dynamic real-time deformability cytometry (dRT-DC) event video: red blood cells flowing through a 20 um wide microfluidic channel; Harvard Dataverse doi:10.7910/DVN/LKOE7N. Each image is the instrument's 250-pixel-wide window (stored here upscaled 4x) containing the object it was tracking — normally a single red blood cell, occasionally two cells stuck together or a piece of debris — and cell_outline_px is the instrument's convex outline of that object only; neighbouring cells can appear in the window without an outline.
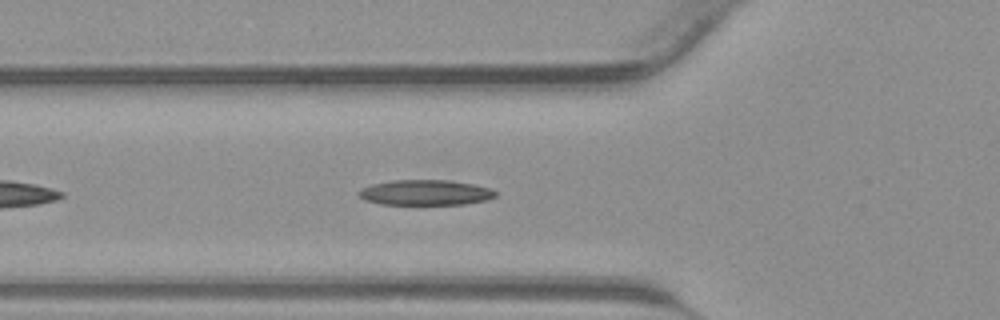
{"species": "common noctule bat (a hibernating species)", "species_latin": "Nyctalus noctula", "temperature_condition": "warm", "stored_images_in_passage": 27, "camera_frame_rate_fps": 3000, "um_per_image_px": 0.085, "animal": {"sex": "male", "body_mass_g": 23.1, "forearm_length_mm": 52.7}, "frame": {"image": 1, "passage_image": 3, "time_ms": 0.667, "image_size_px": [1000, 320], "cell_outline_px": [[496, 196], [488, 200], [464, 204], [380, 204], [364, 200], [356, 192], [360, 188], [372, 184], [392, 180], [448, 180], [472, 184], [492, 188], [496, 192]], "centroid_in_image_um": [36.15, 16.36], "position_along_channel_um": 89.7, "area_um2": 20.29}}
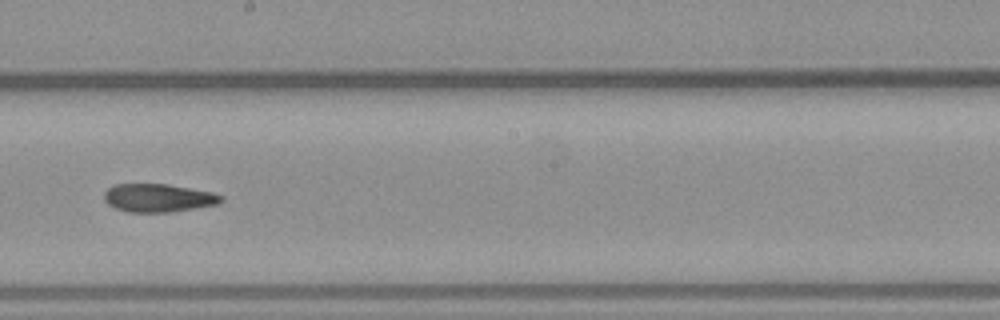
{"frame": {"image": 2, "passage_image": 12, "time_ms": 3.667, "image_size_px": [1000, 320], "cell_outline_px": [[224, 200], [220, 204], [168, 212], [128, 212], [116, 208], [108, 204], [104, 200], [104, 192], [108, 188], [116, 184], [168, 184], [212, 192], [224, 196]], "centroid_in_image_um": [13.47, 16.82], "position_along_channel_um": 234.7, "area_um2": 19.25}}
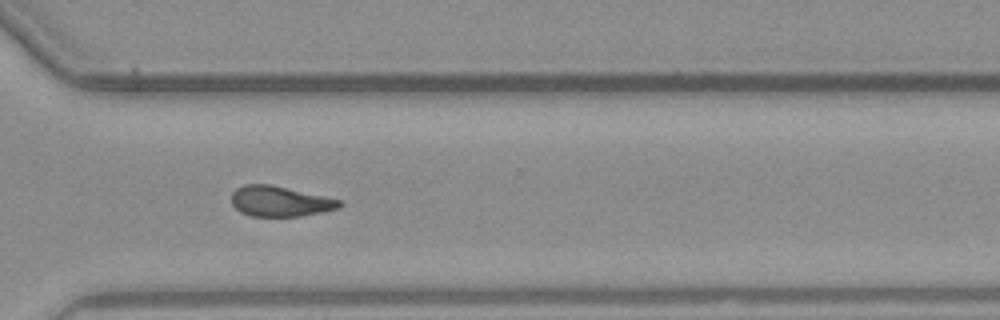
{"frame": {"image": 3, "passage_image": 19, "time_ms": 6.0, "image_size_px": [1000, 320], "cell_outline_px": [[344, 204], [340, 208], [300, 216], [252, 216], [240, 212], [232, 204], [232, 192], [236, 188], [244, 184], [268, 184], [340, 200]], "centroid_in_image_um": [23.77, 17.11], "position_along_channel_um": 346.8, "area_um2": 18.84}}